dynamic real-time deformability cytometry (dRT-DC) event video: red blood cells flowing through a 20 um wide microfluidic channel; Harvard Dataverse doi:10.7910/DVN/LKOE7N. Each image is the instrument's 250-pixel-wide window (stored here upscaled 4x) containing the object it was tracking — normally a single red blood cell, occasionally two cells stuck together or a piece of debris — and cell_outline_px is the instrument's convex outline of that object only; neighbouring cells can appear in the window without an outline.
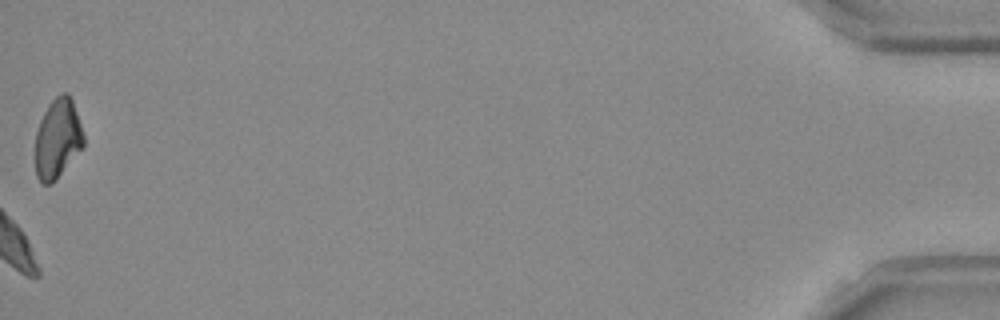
{"species": "Egyptian fruit bat (a non-hibernating species)", "species_latin": "Rousettus aegyptiacus", "temperature_condition": "room temperature", "stored_images_in_passage": 39, "camera_frame_rate_fps": 3000, "um_per_image_px": 0.085, "frame": {"image": 1, "passage_image": 39, "time_ms": 12.667, "image_size_px": [1000, 320], "cell_outline_px": [[84, 148], [56, 180], [52, 184], [44, 184], [36, 176], [36, 132], [40, 120], [48, 104], [60, 92], [68, 92], [72, 100], [84, 136]], "centroid_in_image_um": [4.91, 11.79], "position_along_channel_um": 430.3, "area_um2": 22.54}}